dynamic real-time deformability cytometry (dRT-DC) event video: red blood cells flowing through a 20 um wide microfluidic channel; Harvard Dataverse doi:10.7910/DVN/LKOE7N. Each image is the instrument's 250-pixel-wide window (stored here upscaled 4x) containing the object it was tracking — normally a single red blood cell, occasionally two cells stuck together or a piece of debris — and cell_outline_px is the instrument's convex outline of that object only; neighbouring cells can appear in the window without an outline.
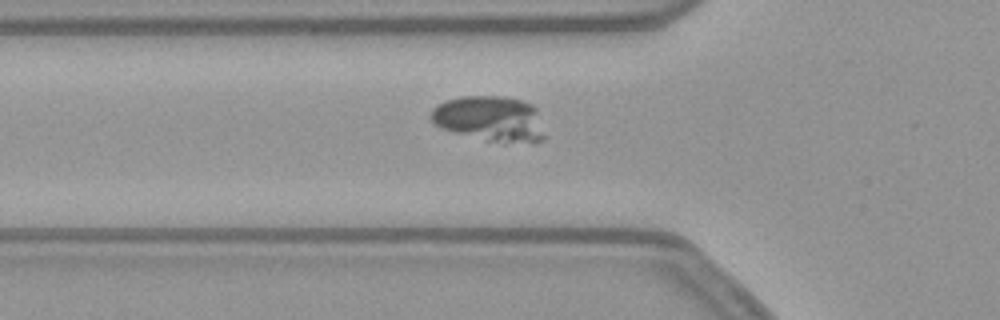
{"species": "common noctule bat (a hibernating species)", "species_latin": "Nyctalus noctula", "temperature_condition": "warm", "stored_images_in_passage": 39, "camera_frame_rate_fps": 3000, "um_per_image_px": 0.085, "animal": {"sex": "female", "body_mass_g": 21.9}, "frame": {"image": 1, "passage_image": 3, "time_ms": 0.667, "image_size_px": [1000, 320], "cell_outline_px": [[544, 140], [536, 144], [504, 144], [456, 132], [444, 128], [436, 124], [432, 120], [432, 108], [444, 100], [460, 96], [500, 96], [520, 100], [532, 104], [536, 108], [544, 136]], "centroid_in_image_um": [41.71, 10.11], "position_along_channel_um": 84.1, "area_um2": 30.23}}
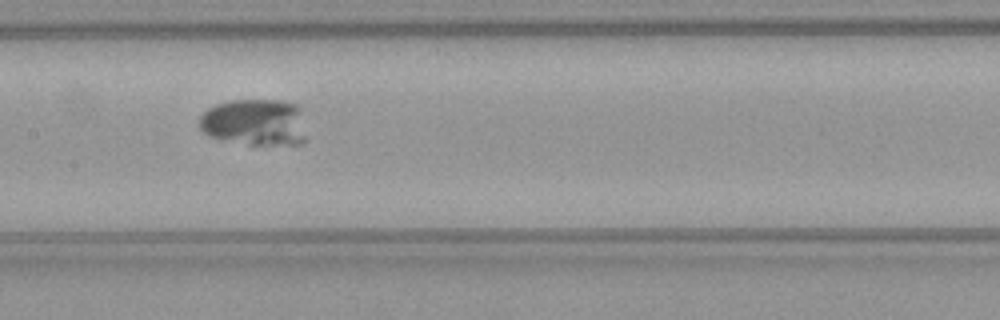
{"frame": {"image": 2, "passage_image": 11, "time_ms": 3.333, "image_size_px": [1000, 320], "cell_outline_px": [[304, 140], [300, 144], [252, 144], [208, 136], [196, 124], [200, 116], [208, 108], [216, 104], [232, 100], [280, 100], [296, 104], [300, 108], [304, 136]], "centroid_in_image_um": [21.61, 10.37], "position_along_channel_um": 185.8, "area_um2": 28.9}}
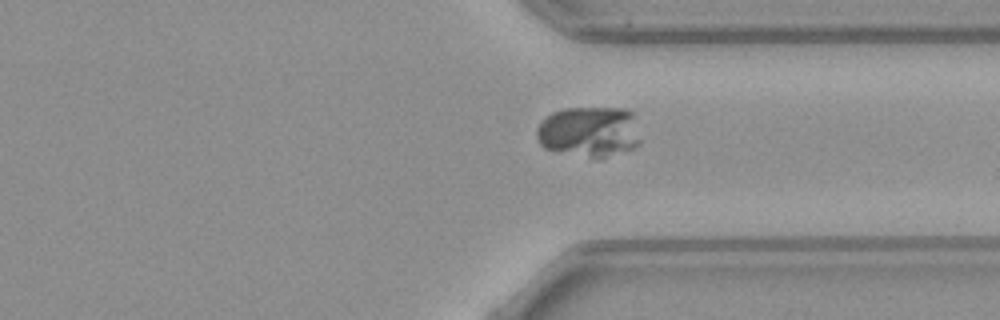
{"frame": {"image": 3, "passage_image": 25, "time_ms": 8.0, "image_size_px": [1000, 320], "cell_outline_px": [[640, 144], [632, 148], [604, 160], [544, 148], [540, 144], [536, 136], [536, 128], [552, 112], [564, 108], [628, 108], [632, 112], [640, 140]], "centroid_in_image_um": [50.1, 11.2], "position_along_channel_um": 361.3, "area_um2": 30.81}}